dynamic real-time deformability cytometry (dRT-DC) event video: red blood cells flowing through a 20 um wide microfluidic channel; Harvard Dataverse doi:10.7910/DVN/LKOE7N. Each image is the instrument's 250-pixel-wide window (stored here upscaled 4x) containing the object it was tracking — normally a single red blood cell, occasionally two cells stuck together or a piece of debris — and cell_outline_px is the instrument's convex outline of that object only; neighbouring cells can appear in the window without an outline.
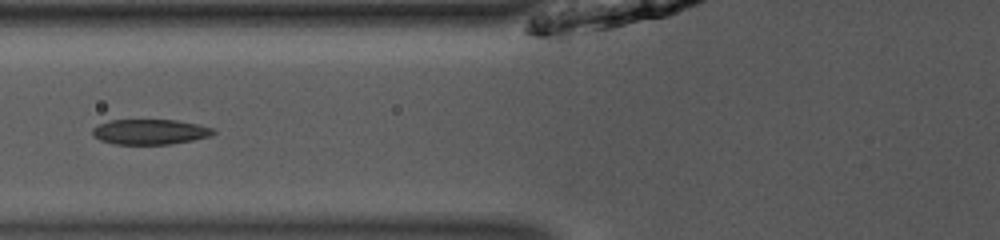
{"species": "common noctule bat (a hibernating species)", "species_latin": "Nyctalus noctula", "temperature_condition": "room temperature", "stored_images_in_passage": 39, "camera_frame_rate_fps": 3000, "um_per_image_px": 0.085, "animal": {"sex": "male", "body_mass_g": 13.0, "forearm_length_mm": 53.1}, "frame": {"image": 1, "passage_image": 8, "time_ms": 2.333, "image_size_px": [1000, 240], "cell_outline_px": [[216, 132], [208, 136], [192, 140], [168, 144], [116, 144], [100, 140], [92, 136], [92, 128], [96, 124], [108, 120], [176, 120], [196, 124], [212, 128]], "centroid_in_image_um": [12.67, 11.2], "position_along_channel_um": 113.1, "area_um2": 17.69}}
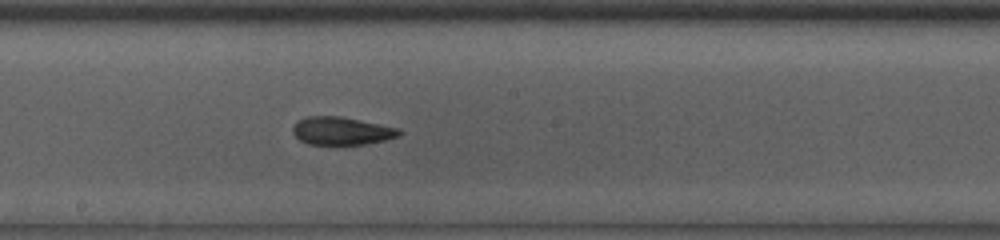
{"frame": {"image": 2, "passage_image": 16, "time_ms": 5.0, "image_size_px": [1000, 240], "cell_outline_px": [[404, 132], [400, 136], [384, 140], [364, 144], [308, 144], [300, 140], [292, 132], [292, 128], [296, 120], [308, 116], [340, 116], [400, 128]], "centroid_in_image_um": [29.04, 11.12], "position_along_channel_um": 219.2, "area_um2": 17.4}}
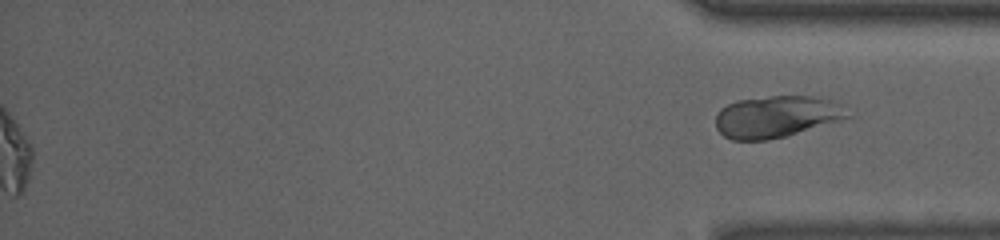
{"frame": {"image": 3, "passage_image": 39, "time_ms": 12.667, "image_size_px": [1000, 240], "cell_outline_px": [[852, 116], [840, 120], [784, 136], [768, 140], [732, 140], [724, 136], [716, 128], [716, 116], [720, 108], [736, 100], [768, 96], [816, 96], [832, 100], [840, 104]], "centroid_in_image_um": [65.98, 9.9], "position_along_channel_um": 369.2, "area_um2": 32.02}}